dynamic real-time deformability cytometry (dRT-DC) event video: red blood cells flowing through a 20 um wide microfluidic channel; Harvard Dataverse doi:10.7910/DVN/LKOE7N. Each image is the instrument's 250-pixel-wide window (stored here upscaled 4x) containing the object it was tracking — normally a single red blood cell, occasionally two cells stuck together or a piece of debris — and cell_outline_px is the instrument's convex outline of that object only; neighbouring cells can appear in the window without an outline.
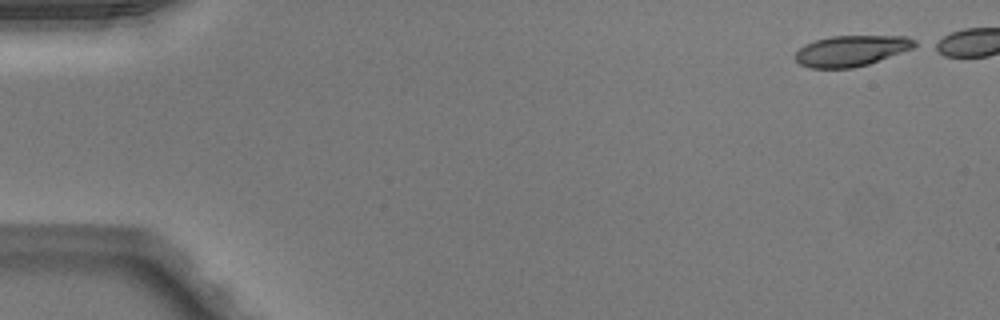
{"species": "Egyptian fruit bat (a non-hibernating species)", "species_latin": "Rousettus aegyptiacus", "temperature_condition": "warm", "stored_images_in_passage": 40, "camera_frame_rate_fps": 3000, "um_per_image_px": 0.085, "animal": {"sex": "male"}, "frame": {"image": 1, "passage_image": 1, "time_ms": 0.0, "image_size_px": [1000, 320], "cell_outline_px": [[920, 44], [912, 48], [868, 64], [852, 68], [808, 68], [800, 64], [796, 60], [796, 52], [800, 48], [816, 40], [832, 36], [908, 36], [916, 40]], "centroid_in_image_um": [72.39, 4.31], "position_along_channel_um": 12.6, "area_um2": 21.21}}
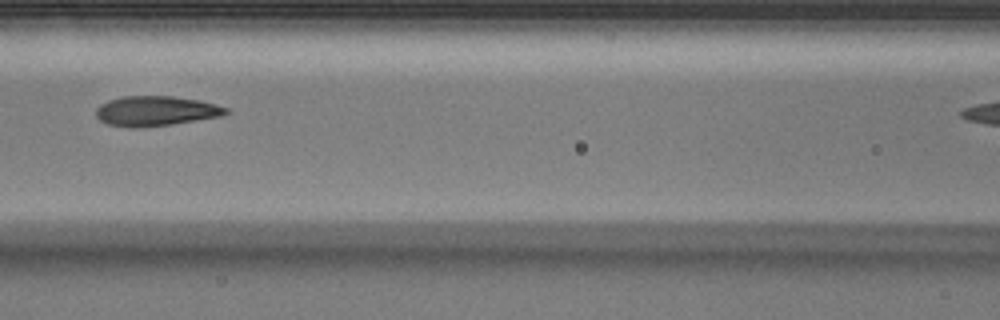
{"frame": {"image": 2, "passage_image": 21, "time_ms": 6.667, "image_size_px": [1000, 320], "cell_outline_px": [[232, 112], [220, 116], [172, 124], [136, 128], [132, 128], [108, 124], [100, 120], [96, 116], [96, 108], [100, 104], [108, 100], [124, 96], [172, 96], [200, 100], [216, 104], [228, 108]], "centroid_in_image_um": [13.25, 9.43], "position_along_channel_um": 153.3, "area_um2": 22.72}}
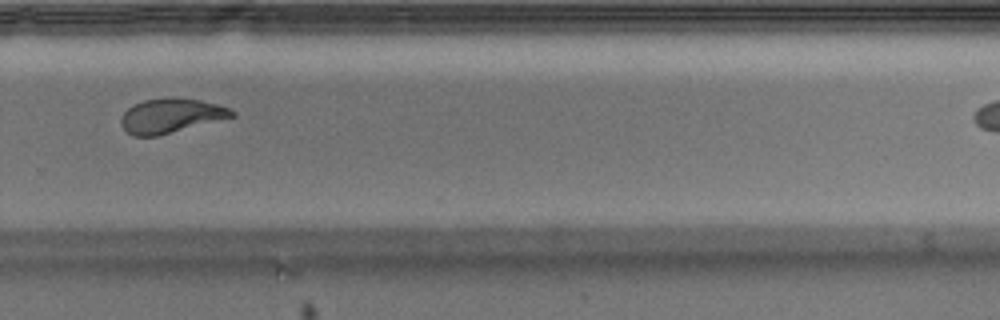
{"frame": {"image": 3, "passage_image": 33, "time_ms": 10.667, "image_size_px": [1000, 320], "cell_outline_px": [[236, 116], [156, 136], [132, 136], [120, 124], [120, 120], [124, 112], [128, 108], [144, 100], [168, 96], [200, 100], [216, 104], [228, 108], [236, 112]], "centroid_in_image_um": [14.52, 9.82], "position_along_channel_um": 315.3, "area_um2": 22.14}}